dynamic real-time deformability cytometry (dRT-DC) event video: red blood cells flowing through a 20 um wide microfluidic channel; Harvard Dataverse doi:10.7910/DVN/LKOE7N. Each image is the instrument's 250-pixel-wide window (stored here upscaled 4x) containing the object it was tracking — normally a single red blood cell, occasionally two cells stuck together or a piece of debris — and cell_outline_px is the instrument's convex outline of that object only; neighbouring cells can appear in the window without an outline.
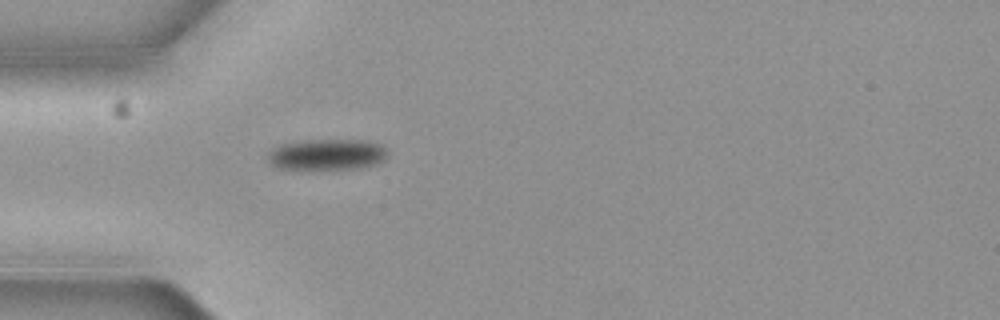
{"species": "common noctule bat (a hibernating species)", "species_latin": "Nyctalus noctula", "temperature_condition": "cold", "stored_images_in_passage": 4, "camera_frame_rate_fps": 3000, "um_per_image_px": 0.085, "animal": {"sex": "female", "body_mass_g": 19.3, "forearm_length_mm": 54.1}, "frame": {"image": 1, "passage_image": 4, "time_ms": 1.0, "image_size_px": [1000, 320], "cell_outline_px": [[388, 156], [384, 160], [376, 164], [360, 168], [280, 168], [272, 164], [264, 156], [276, 144], [304, 140], [368, 140], [380, 144], [388, 152]], "centroid_in_image_um": [27.78, 13.11], "position_along_channel_um": 57.2, "area_um2": 21.73}}